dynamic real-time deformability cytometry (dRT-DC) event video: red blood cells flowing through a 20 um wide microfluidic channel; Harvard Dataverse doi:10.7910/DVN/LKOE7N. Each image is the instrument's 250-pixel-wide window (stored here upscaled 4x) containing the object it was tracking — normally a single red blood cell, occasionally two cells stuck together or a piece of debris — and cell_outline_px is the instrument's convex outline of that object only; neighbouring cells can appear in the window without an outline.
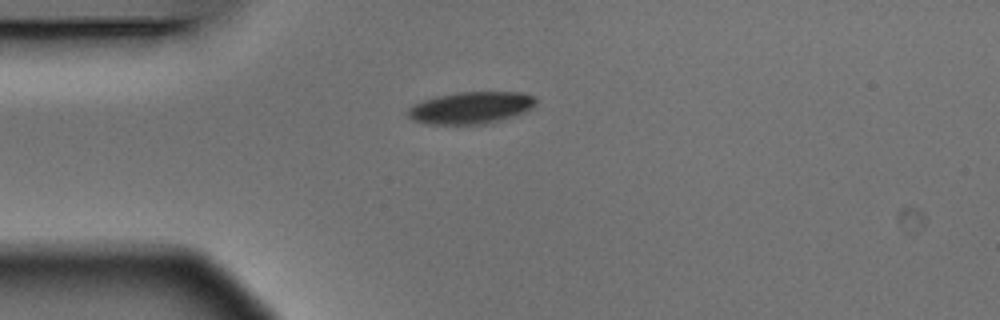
{"species": "Egyptian fruit bat (a non-hibernating species)", "species_latin": "Rousettus aegyptiacus", "temperature_condition": "warm", "stored_images_in_passage": 3, "camera_frame_rate_fps": 3000, "um_per_image_px": 0.085, "animal": {"sex": "male"}, "frame": {"image": 1, "passage_image": 1, "time_ms": 0.0, "image_size_px": [1000, 320], "cell_outline_px": [[536, 104], [532, 108], [524, 112], [500, 120], [484, 124], [428, 124], [412, 120], [408, 116], [408, 108], [412, 104], [436, 96], [456, 92], [520, 92], [532, 96], [536, 100]], "centroid_in_image_um": [39.99, 9.15], "position_along_channel_um": 45.0, "area_um2": 23.81}}
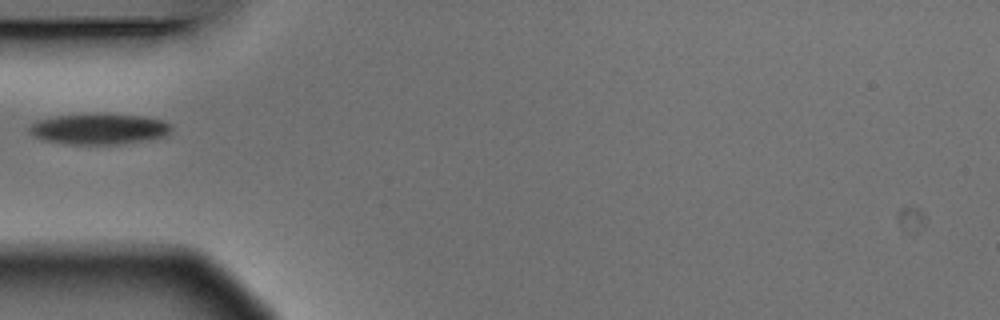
{"frame": {"image": 2, "passage_image": 2, "time_ms": 0.333, "image_size_px": [1000, 320], "cell_outline_px": [[172, 128], [164, 136], [144, 140], [116, 144], [68, 144], [44, 140], [28, 132], [28, 128], [36, 120], [56, 116], [144, 116], [164, 120], [172, 124]], "centroid_in_image_um": [8.42, 10.99], "position_along_channel_um": 76.6, "area_um2": 24.51}}
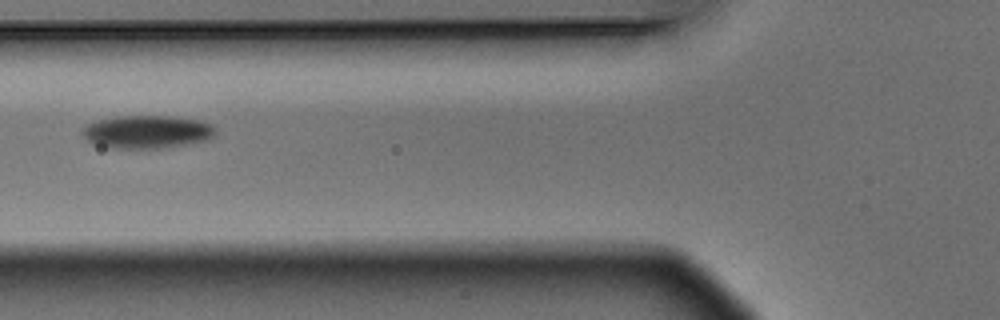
{"frame": {"image": 3, "passage_image": 3, "time_ms": 0.667, "image_size_px": [1000, 320], "cell_outline_px": [[216, 136], [208, 140], [188, 144], [160, 148], [112, 148], [92, 144], [84, 136], [84, 128], [88, 124], [96, 120], [120, 116], [168, 116], [200, 120], [212, 124], [216, 128]], "centroid_in_image_um": [12.56, 11.21], "position_along_channel_um": 113.2, "area_um2": 25.66}}